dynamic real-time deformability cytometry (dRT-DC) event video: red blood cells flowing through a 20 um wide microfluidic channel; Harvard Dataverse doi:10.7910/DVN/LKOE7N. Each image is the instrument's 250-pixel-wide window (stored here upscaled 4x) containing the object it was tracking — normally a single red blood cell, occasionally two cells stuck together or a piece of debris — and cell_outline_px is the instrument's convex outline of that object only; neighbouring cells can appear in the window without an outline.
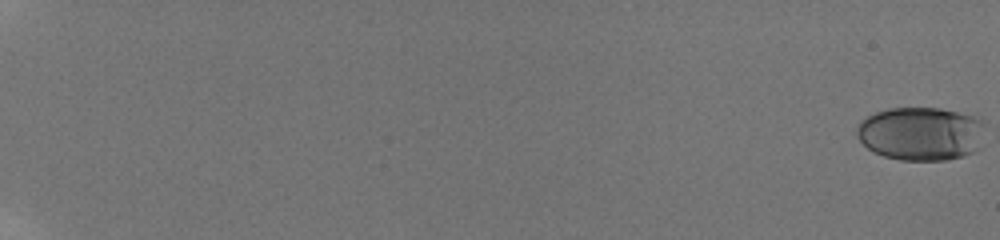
{"species": "human", "species_latin": "Homo sapiens", "temperature_condition": "room temperature", "stored_images_in_passage": 50, "camera_frame_rate_fps": 3000, "um_per_image_px": 0.085, "donor": {"sex": "male"}, "frame": {"image": 1, "passage_image": 1, "time_ms": 0.0, "image_size_px": [1000, 240], "cell_outline_px": [[984, 124], [972, 152], [964, 156], [944, 160], [900, 160], [884, 156], [872, 152], [856, 136], [856, 128], [860, 120], [876, 112], [888, 108], [940, 108], [976, 112], [984, 120]], "centroid_in_image_um": [78.26, 11.32], "position_along_channel_um": 6.7, "area_um2": 40.4}}
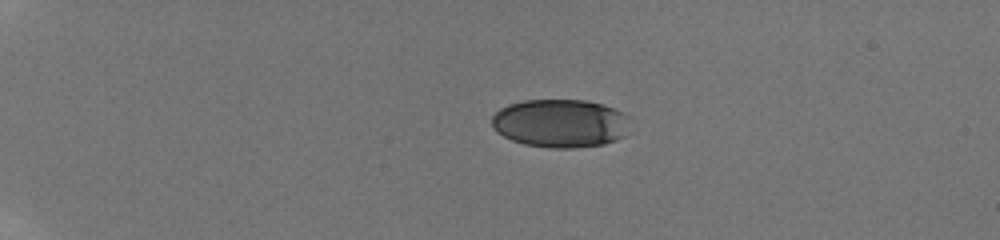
{"frame": {"image": 2, "passage_image": 33, "time_ms": 5.333, "image_size_px": [1000, 240], "cell_outline_px": [[628, 116], [624, 136], [616, 140], [604, 144], [572, 148], [552, 148], [524, 144], [512, 140], [496, 132], [492, 128], [492, 116], [500, 108], [508, 104], [524, 100], [588, 100], [604, 104], [624, 112]], "centroid_in_image_um": [47.61, 10.47], "position_along_channel_um": 37.4, "area_um2": 39.07}}